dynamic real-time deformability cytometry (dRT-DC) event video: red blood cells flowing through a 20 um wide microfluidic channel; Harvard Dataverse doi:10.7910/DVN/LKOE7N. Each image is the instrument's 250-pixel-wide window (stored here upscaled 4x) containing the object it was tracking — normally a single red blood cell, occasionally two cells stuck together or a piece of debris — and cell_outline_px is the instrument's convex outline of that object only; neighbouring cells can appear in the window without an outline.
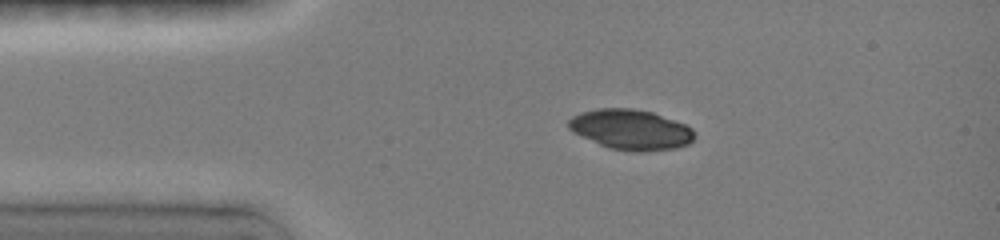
{"species": "common noctule bat (a hibernating species)", "species_latin": "Nyctalus noctula", "temperature_condition": "room temperature", "stored_images_in_passage": 54, "camera_frame_rate_fps": 3000, "um_per_image_px": 0.085, "animal": {"sex": "female", "body_mass_g": 19.0, "forearm_length_mm": 51.5}, "frame": {"image": 1, "passage_image": 1, "time_ms": 0.0, "image_size_px": [1000, 240], "cell_outline_px": [[696, 136], [688, 144], [676, 148], [648, 152], [632, 152], [608, 148], [572, 132], [568, 128], [568, 120], [572, 116], [580, 112], [596, 108], [632, 108], [652, 112], [684, 124], [692, 128]], "centroid_in_image_um": [53.6, 11.02], "position_along_channel_um": 31.4, "area_um2": 29.77}}
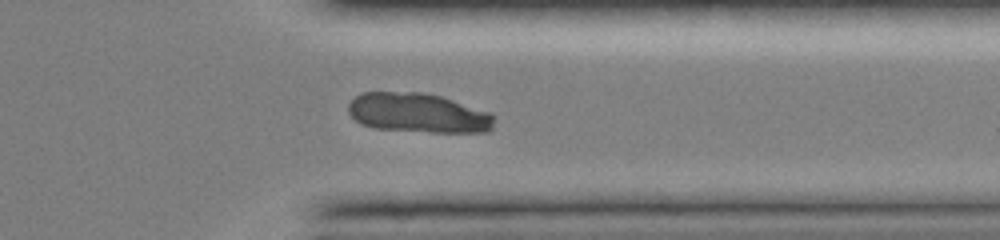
{"frame": {"image": 2, "passage_image": 38, "time_ms": 9.333, "image_size_px": [1000, 240], "cell_outline_px": [[492, 128], [488, 132], [432, 132], [376, 128], [360, 124], [348, 112], [348, 104], [360, 92], [420, 92], [440, 96], [488, 112], [492, 116]], "centroid_in_image_um": [35.48, 9.6], "position_along_channel_um": 375.9, "area_um2": 33.23}}
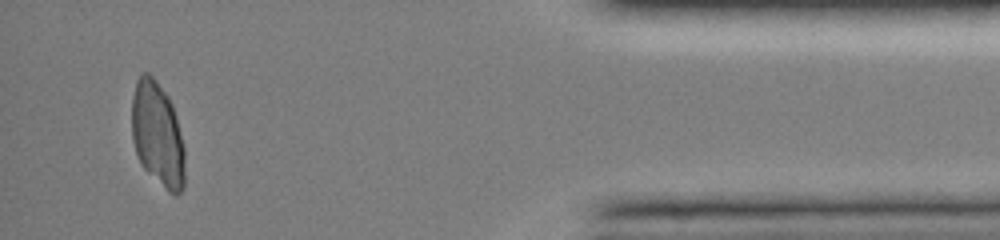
{"frame": {"image": 3, "passage_image": 49, "time_ms": 11.667, "image_size_px": [1000, 240], "cell_outline_px": [[184, 184], [180, 192], [176, 196], [168, 192], [140, 164], [132, 140], [132, 96], [136, 80], [140, 72], [148, 72], [152, 76], [168, 96], [172, 104], [176, 116], [184, 148]], "centroid_in_image_um": [13.38, 11.41], "position_along_channel_um": 421.8, "area_um2": 32.37}}